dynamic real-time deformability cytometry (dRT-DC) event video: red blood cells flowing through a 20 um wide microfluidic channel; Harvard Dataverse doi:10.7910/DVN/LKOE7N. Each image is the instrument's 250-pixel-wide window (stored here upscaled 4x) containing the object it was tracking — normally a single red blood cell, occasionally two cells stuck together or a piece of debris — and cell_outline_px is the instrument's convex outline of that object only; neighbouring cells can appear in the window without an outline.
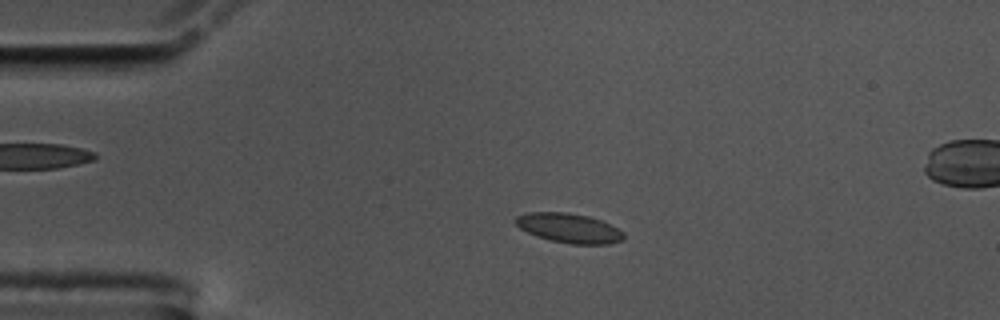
{"species": "common noctule bat (a hibernating species)", "species_latin": "Nyctalus noctula", "temperature_condition": "cold", "stored_images_in_passage": 57, "camera_frame_rate_fps": 3000, "um_per_image_px": 0.085, "animal": {"sex": "male", "body_mass_g": 17.5, "forearm_length_mm": 52.3}, "frame": {"image": 1, "passage_image": 12, "time_ms": 3.667, "image_size_px": [1000, 320], "cell_outline_px": [[624, 240], [608, 244], [572, 244], [552, 240], [536, 236], [520, 228], [512, 220], [516, 216], [528, 212], [568, 212], [588, 216], [604, 220], [624, 232]], "centroid_in_image_um": [48.39, 19.37], "position_along_channel_um": 36.6, "area_um2": 18.79}}
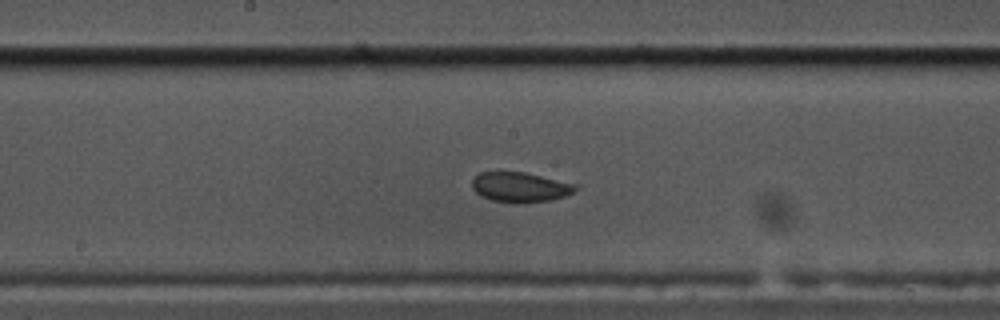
{"frame": {"image": 2, "passage_image": 29, "time_ms": 9.333, "image_size_px": [1000, 320], "cell_outline_px": [[580, 188], [564, 196], [552, 200], [524, 204], [516, 204], [492, 200], [480, 196], [472, 188], [472, 180], [480, 172], [524, 172], [580, 184]], "centroid_in_image_um": [44.26, 15.92], "position_along_channel_um": 203.9, "area_um2": 18.44}}
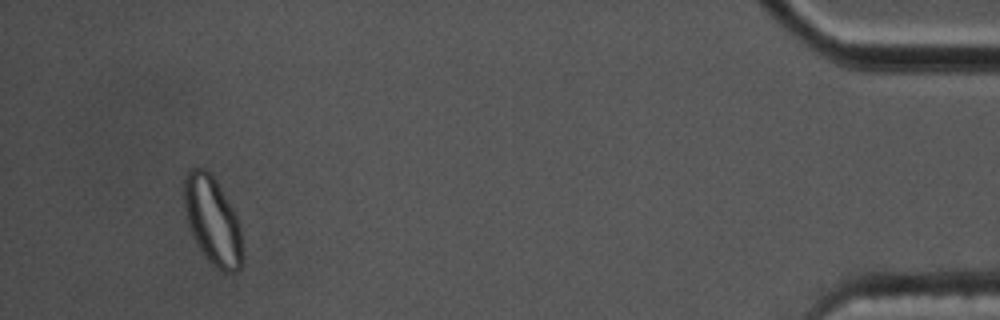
{"frame": {"image": 3, "passage_image": 53, "time_ms": 17.333, "image_size_px": [1000, 320], "cell_outline_px": [[244, 264], [236, 272], [220, 272], [204, 256], [188, 224], [184, 204], [184, 176], [192, 168], [204, 168], [212, 176], [236, 212], [240, 220], [244, 256]], "centroid_in_image_um": [18.12, 18.81], "position_along_channel_um": 417.1, "area_um2": 30.17}, "authors_computed_cell_mechanics": {"area_um2": 18.3804, "velocity_mm_per_s": 3.5596, "shape_relaxation_time_tau1_ms": 7.6348, "shape_relaxation_time_tau2_ms": 0.57, "deformation_change_tau1": 0.1686, "deformation_change_tau2": 0.0606}}